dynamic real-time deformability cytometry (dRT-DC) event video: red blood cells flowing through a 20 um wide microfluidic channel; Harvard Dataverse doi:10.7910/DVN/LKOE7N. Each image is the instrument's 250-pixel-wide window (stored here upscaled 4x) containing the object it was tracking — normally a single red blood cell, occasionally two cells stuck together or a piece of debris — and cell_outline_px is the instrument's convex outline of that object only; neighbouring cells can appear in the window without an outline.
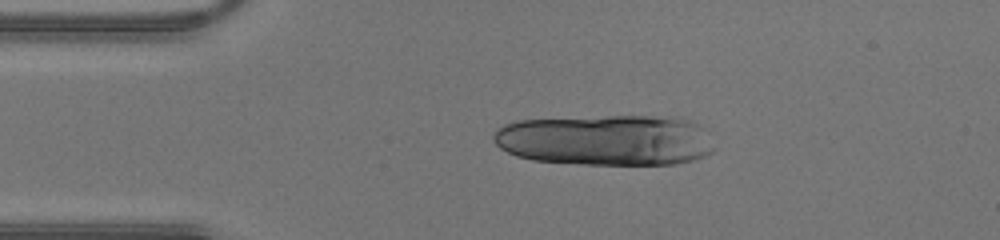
{"species": "human", "species_latin": "Homo sapiens", "temperature_condition": "warm", "stored_images_in_passage": 22, "segment_of_instrument_passage": [1, 2], "camera_frame_rate_fps": 3000, "um_per_image_px": 0.085, "donor": {"sex": "male"}, "frame": {"image": 1, "passage_image": 8, "time_ms": 2.333, "image_size_px": [1000, 240], "cell_outline_px": [[716, 148], [712, 152], [704, 156], [692, 160], [676, 164], [580, 164], [532, 160], [516, 156], [500, 148], [492, 140], [492, 136], [496, 128], [504, 124], [516, 120], [608, 116], [680, 116], [692, 120], [700, 124]], "centroid_in_image_um": [51.5, 11.89], "position_along_channel_um": 33.5, "area_um2": 66.3}}